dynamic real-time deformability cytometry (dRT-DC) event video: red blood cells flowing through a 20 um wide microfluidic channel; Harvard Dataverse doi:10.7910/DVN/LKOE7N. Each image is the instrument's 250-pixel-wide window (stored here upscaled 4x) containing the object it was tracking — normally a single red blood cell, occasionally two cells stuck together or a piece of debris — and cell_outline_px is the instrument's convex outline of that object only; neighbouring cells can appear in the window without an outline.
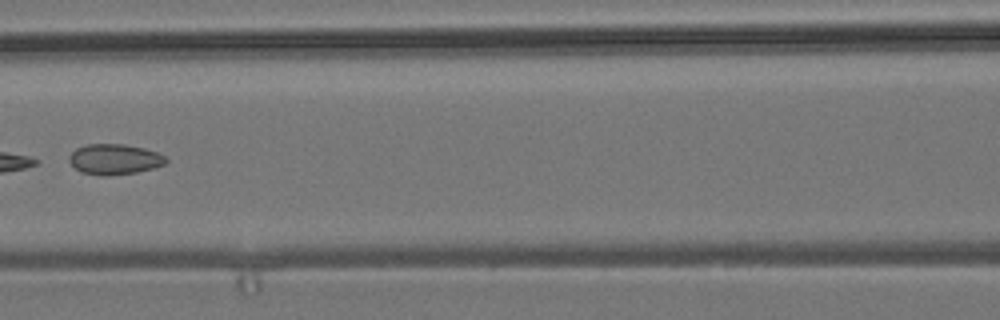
{"species": "common noctule bat (a hibernating species)", "species_latin": "Nyctalus noctula", "temperature_condition": "room temperature", "stored_images_in_passage": 5, "camera_frame_rate_fps": 3000, "um_per_image_px": 0.085, "animal": {"sex": "male", "body_mass_g": 19.2, "forearm_length_mm": 51.8}, "frame": {"image": 1, "passage_image": 5, "time_ms": 1.333, "image_size_px": [1000, 320], "cell_outline_px": [[168, 160], [164, 164], [152, 168], [136, 172], [104, 176], [80, 172], [68, 160], [68, 156], [76, 148], [88, 144], [124, 144], [144, 148], [156, 152], [164, 156]], "centroid_in_image_um": [9.7, 13.53], "position_along_channel_um": 156.9, "area_um2": 17.05}}